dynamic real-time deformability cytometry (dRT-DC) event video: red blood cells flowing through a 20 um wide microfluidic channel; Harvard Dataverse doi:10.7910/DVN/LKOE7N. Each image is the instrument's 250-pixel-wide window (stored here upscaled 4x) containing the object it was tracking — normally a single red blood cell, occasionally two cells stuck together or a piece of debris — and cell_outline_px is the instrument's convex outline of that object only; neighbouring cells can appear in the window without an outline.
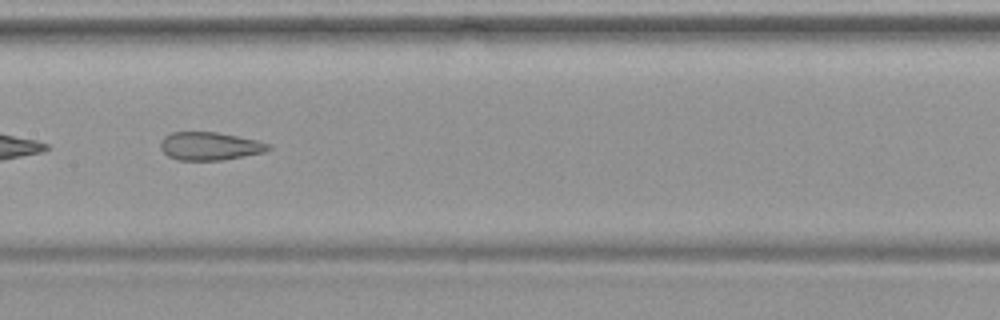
{"species": "common noctule bat (a hibernating species)", "species_latin": "Nyctalus noctula", "temperature_condition": "warm", "stored_images_in_passage": 48, "camera_frame_rate_fps": 3000, "um_per_image_px": 0.085, "animal": {"sex": "female", "body_mass_g": 19.9}, "frame": {"image": 1, "passage_image": 24, "time_ms": 7.667, "image_size_px": [1000, 320], "cell_outline_px": [[272, 148], [264, 152], [224, 160], [176, 160], [168, 156], [160, 148], [160, 140], [164, 136], [172, 132], [216, 132], [256, 140], [272, 144]], "centroid_in_image_um": [17.82, 12.42], "position_along_channel_um": 189.6, "area_um2": 17.74}}
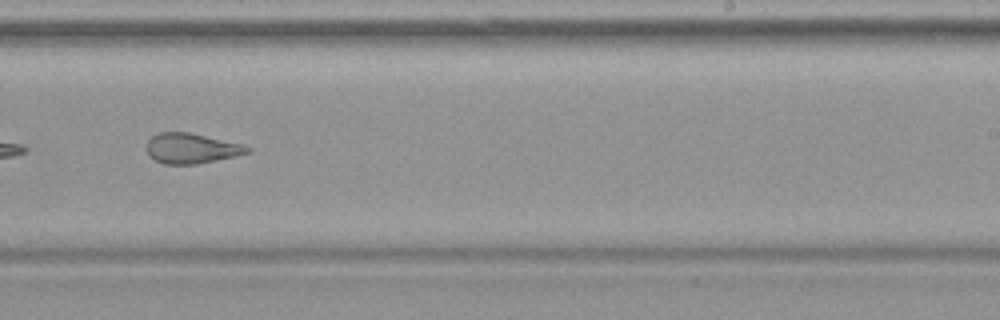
{"frame": {"image": 2, "passage_image": 30, "time_ms": 9.667, "image_size_px": [1000, 320], "cell_outline_px": [[252, 152], [236, 156], [196, 164], [164, 164], [156, 160], [144, 148], [148, 140], [152, 136], [160, 132], [188, 132], [244, 144], [252, 148]], "centroid_in_image_um": [16.3, 12.6], "position_along_channel_um": 272.7, "area_um2": 17.8}}
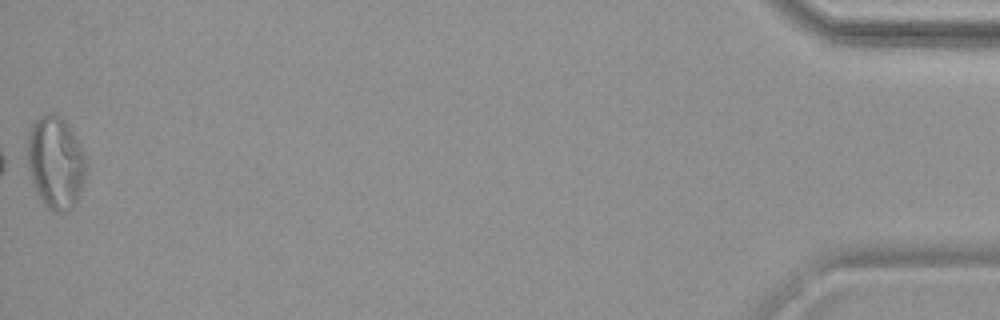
{"frame": {"image": 3, "passage_image": 48, "time_ms": 15.667, "image_size_px": [1000, 320], "cell_outline_px": [[84, 180], [76, 204], [60, 212], [56, 212], [48, 208], [40, 200], [32, 184], [28, 172], [28, 132], [32, 120], [48, 112], [60, 116], [68, 124], [84, 156]], "centroid_in_image_um": [4.67, 13.79], "position_along_channel_um": 430.5, "area_um2": 31.39}}